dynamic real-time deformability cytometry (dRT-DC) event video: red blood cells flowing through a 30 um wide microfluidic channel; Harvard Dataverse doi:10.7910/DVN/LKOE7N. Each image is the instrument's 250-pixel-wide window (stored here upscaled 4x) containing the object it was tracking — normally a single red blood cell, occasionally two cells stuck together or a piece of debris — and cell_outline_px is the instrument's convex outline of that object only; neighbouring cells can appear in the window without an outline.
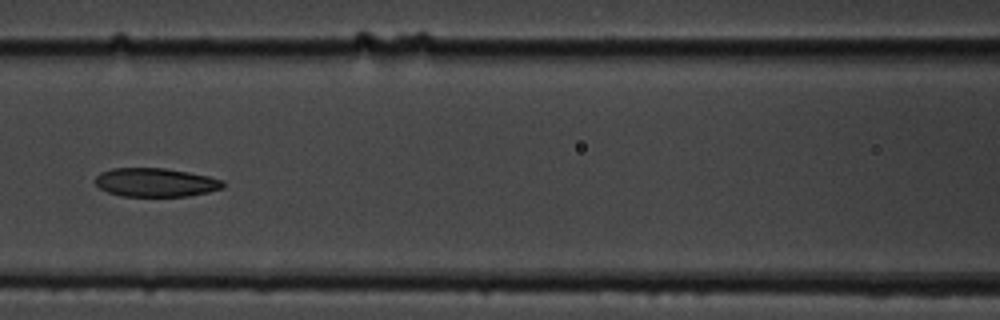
{"species": "common noctule bat (a hibernating species)", "species_latin": "Nyctalus noctula", "temperature_condition": "cold", "stored_images_in_passage": 4, "camera_frame_rate_fps": 3000, "um_per_image_px": 0.085, "animal": {"sex": "male", "body_mass_g": 19.5, "forearm_length_mm": 54.6}, "frame": {"image": 1, "passage_image": 3, "time_ms": 2.333, "image_size_px": [1000, 320], "cell_outline_px": [[224, 188], [208, 192], [188, 196], [120, 196], [108, 192], [100, 188], [96, 184], [96, 176], [100, 172], [112, 168], [164, 168], [188, 172], [208, 176], [224, 180]], "centroid_in_image_um": [13.24, 15.5], "position_along_channel_um": 153.4, "area_um2": 21.39}}
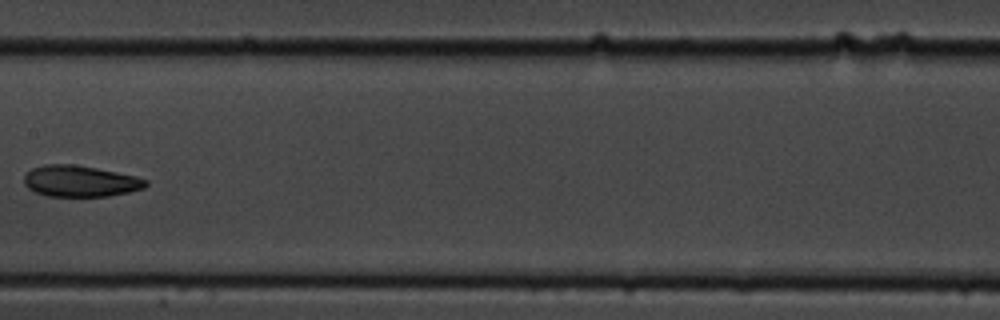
{"frame": {"image": 2, "passage_image": 4, "time_ms": 3.667, "image_size_px": [1000, 320], "cell_outline_px": [[148, 184], [144, 188], [128, 192], [108, 196], [48, 196], [36, 192], [28, 188], [24, 184], [24, 176], [32, 168], [44, 164], [72, 164], [96, 168], [136, 176], [148, 180]], "centroid_in_image_um": [6.81, 15.39], "position_along_channel_um": 200.6, "area_um2": 22.08}}